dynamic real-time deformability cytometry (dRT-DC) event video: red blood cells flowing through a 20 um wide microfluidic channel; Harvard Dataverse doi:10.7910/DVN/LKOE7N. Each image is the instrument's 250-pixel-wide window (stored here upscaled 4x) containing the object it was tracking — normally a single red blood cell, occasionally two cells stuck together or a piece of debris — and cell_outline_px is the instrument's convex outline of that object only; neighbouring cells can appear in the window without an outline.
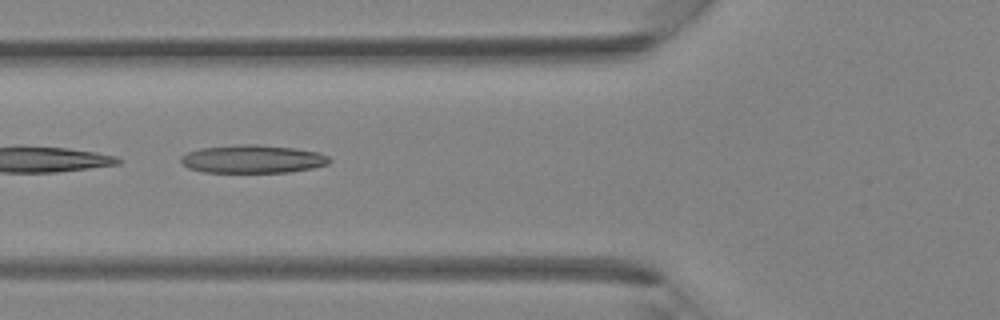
{"species": "Egyptian fruit bat (a non-hibernating species)", "species_latin": "Rousettus aegyptiacus", "temperature_condition": "room temperature", "stored_images_in_passage": 22, "camera_frame_rate_fps": 3000, "um_per_image_px": 0.085, "animal": {"sex": "female"}, "frame": {"image": 1, "passage_image": 7, "time_ms": 2.0, "image_size_px": [1000, 320], "cell_outline_px": [[332, 160], [328, 164], [312, 168], [288, 172], [204, 172], [188, 168], [180, 160], [180, 156], [188, 152], [200, 148], [240, 144], [256, 144], [296, 148], [320, 152], [328, 156]], "centroid_in_image_um": [21.49, 13.51], "position_along_channel_um": 104.3, "area_um2": 24.45}}
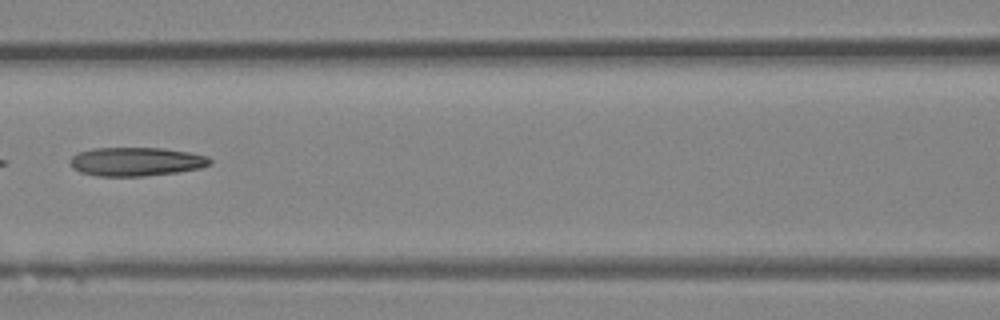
{"frame": {"image": 2, "passage_image": 10, "time_ms": 3.0, "image_size_px": [1000, 320], "cell_outline_px": [[212, 164], [200, 168], [176, 172], [144, 176], [96, 176], [80, 172], [72, 168], [68, 160], [72, 156], [80, 152], [92, 148], [164, 148], [188, 152], [208, 156], [212, 160]], "centroid_in_image_um": [11.56, 13.74], "position_along_channel_um": 155.0, "area_um2": 23.52}}